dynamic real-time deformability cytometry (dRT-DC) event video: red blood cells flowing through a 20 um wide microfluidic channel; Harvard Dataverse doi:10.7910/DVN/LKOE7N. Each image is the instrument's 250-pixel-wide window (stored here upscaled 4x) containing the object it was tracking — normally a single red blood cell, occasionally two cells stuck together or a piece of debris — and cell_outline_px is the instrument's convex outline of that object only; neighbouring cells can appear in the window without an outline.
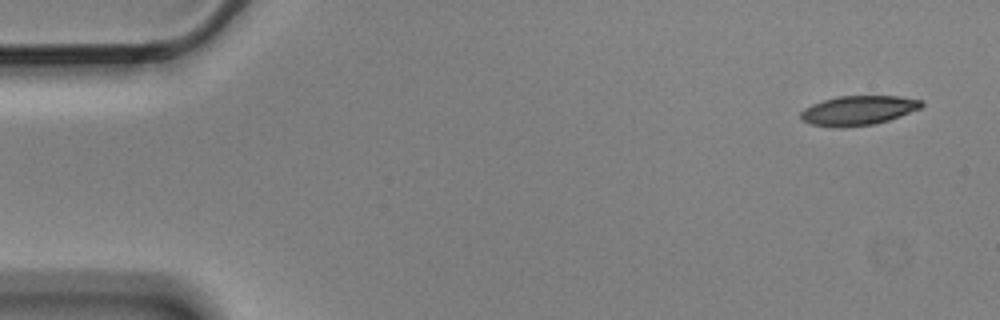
{"species": "Egyptian fruit bat (a non-hibernating species)", "species_latin": "Rousettus aegyptiacus", "temperature_condition": "cold", "stored_images_in_passage": 8, "camera_frame_rate_fps": 3000, "um_per_image_px": 0.085, "animal": {"sex": "male"}, "frame": {"image": 1, "passage_image": 1, "time_ms": 0.0, "image_size_px": [1000, 320], "cell_outline_px": [[924, 104], [920, 108], [900, 116], [876, 124], [812, 124], [804, 120], [800, 116], [800, 112], [804, 108], [812, 104], [824, 100], [840, 96], [900, 96], [924, 100]], "centroid_in_image_um": [73.04, 9.32], "position_along_channel_um": 12.0, "area_um2": 19.77}}
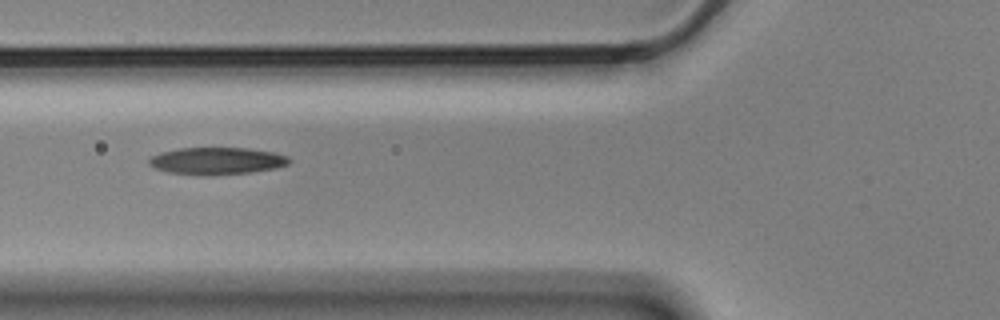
{"frame": {"image": 2, "passage_image": 6, "time_ms": 1.667, "image_size_px": [1000, 320], "cell_outline_px": [[292, 160], [288, 164], [276, 168], [248, 172], [168, 172], [156, 168], [148, 164], [148, 160], [152, 156], [160, 152], [180, 148], [248, 148], [276, 152], [288, 156]], "centroid_in_image_um": [18.49, 13.61], "position_along_channel_um": 107.3, "area_um2": 21.1}}
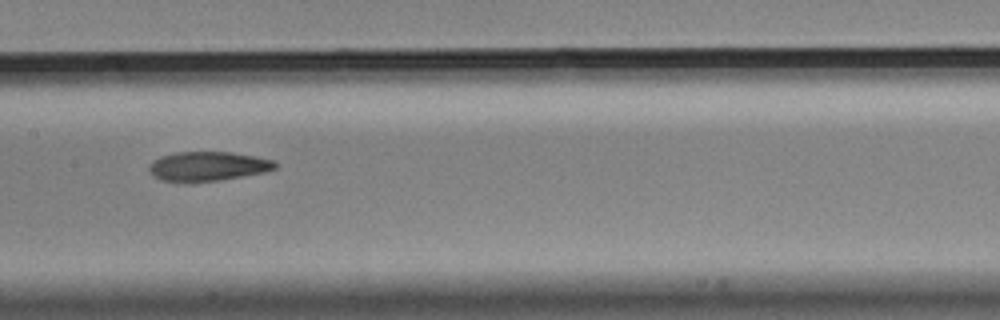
{"frame": {"image": 3, "passage_image": 8, "time_ms": 2.333, "image_size_px": [1000, 320], "cell_outline_px": [[276, 168], [264, 172], [220, 180], [160, 180], [148, 168], [152, 160], [160, 156], [176, 152], [228, 152], [252, 156], [272, 160], [276, 164]], "centroid_in_image_um": [17.66, 14.1], "position_along_channel_um": 189.7, "area_um2": 20.81}}